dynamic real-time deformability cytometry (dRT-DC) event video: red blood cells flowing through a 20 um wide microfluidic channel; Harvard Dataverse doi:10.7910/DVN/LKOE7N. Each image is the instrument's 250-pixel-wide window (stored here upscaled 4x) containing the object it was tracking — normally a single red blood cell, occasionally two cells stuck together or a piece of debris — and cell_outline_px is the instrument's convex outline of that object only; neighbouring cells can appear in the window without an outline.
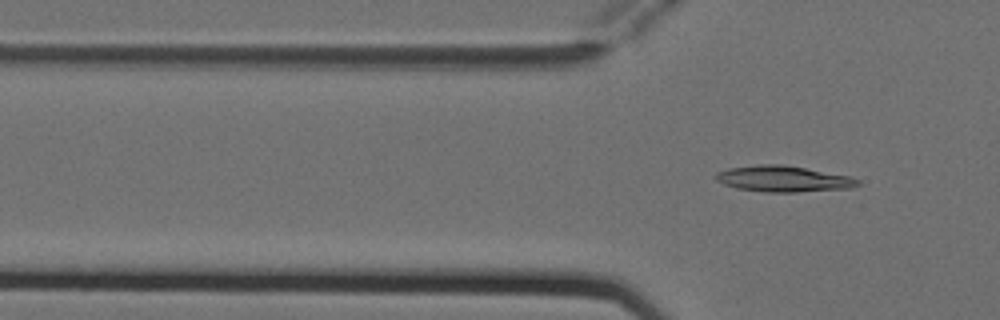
{"species": "Egyptian fruit bat (a non-hibernating species)", "species_latin": "Rousettus aegyptiacus", "temperature_condition": "cold", "stored_images_in_passage": 4, "camera_frame_rate_fps": 3000, "um_per_image_px": 0.085, "animal": {"sex": "female"}, "frame": {"image": 1, "passage_image": 4, "time_ms": 1.0, "image_size_px": [1000, 320], "cell_outline_px": [[860, 184], [852, 188], [796, 192], [764, 192], [736, 188], [724, 184], [716, 180], [712, 176], [716, 172], [728, 168], [760, 164], [784, 164], [848, 176], [860, 180]], "centroid_in_image_um": [66.54, 15.2], "position_along_channel_um": 59.3, "area_um2": 21.62}}